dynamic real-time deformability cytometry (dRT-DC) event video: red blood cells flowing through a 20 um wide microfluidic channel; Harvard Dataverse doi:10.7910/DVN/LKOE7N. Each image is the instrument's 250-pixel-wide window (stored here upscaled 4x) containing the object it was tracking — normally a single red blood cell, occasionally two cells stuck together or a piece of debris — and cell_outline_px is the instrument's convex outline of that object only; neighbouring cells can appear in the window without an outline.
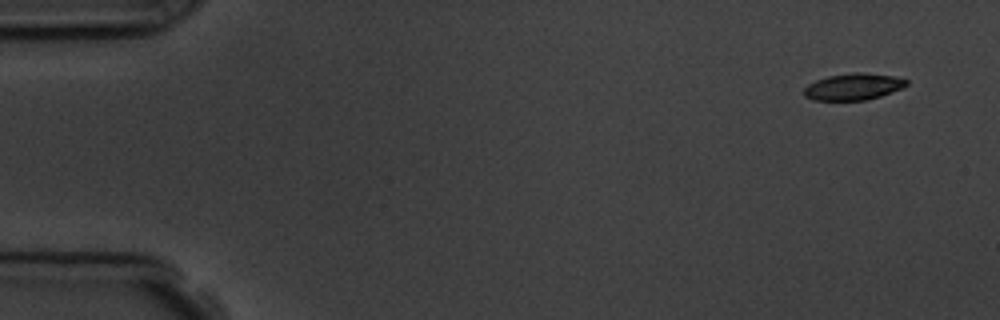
{"species": "common noctule bat (a hibernating species)", "species_latin": "Nyctalus noctula", "temperature_condition": "room temperature", "stored_images_in_passage": 15, "camera_frame_rate_fps": 3000, "um_per_image_px": 0.085, "animal": {"sex": "male", "body_mass_g": 19.5, "forearm_length_mm": 54.6}, "frame": {"image": 1, "passage_image": 1, "time_ms": 0.0, "image_size_px": [1000, 320], "cell_outline_px": [[908, 84], [904, 88], [880, 96], [864, 100], [812, 100], [804, 96], [804, 88], [808, 84], [816, 80], [828, 76], [856, 72], [860, 72], [892, 76], [908, 80]], "centroid_in_image_um": [72.53, 7.37], "position_along_channel_um": 12.5, "area_um2": 15.84}}
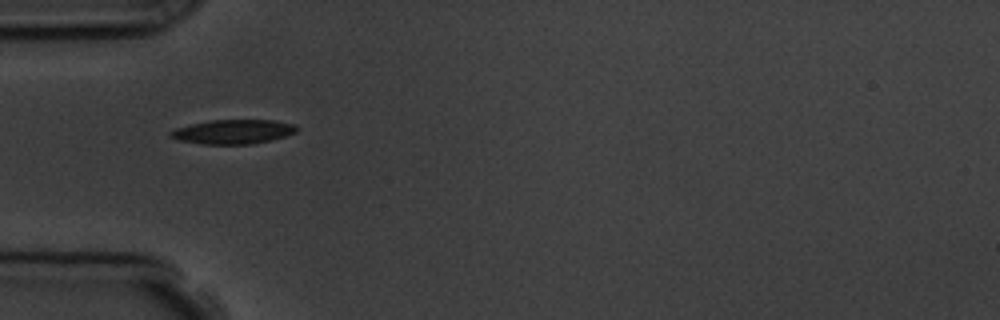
{"frame": {"image": 2, "passage_image": 5, "time_ms": 4.667, "image_size_px": [1000, 320], "cell_outline_px": [[300, 128], [296, 132], [284, 136], [252, 144], [200, 144], [176, 140], [168, 136], [168, 132], [176, 128], [192, 124], [212, 120], [272, 120], [296, 124]], "centroid_in_image_um": [19.79, 11.2], "position_along_channel_um": 65.2, "area_um2": 17.92}}
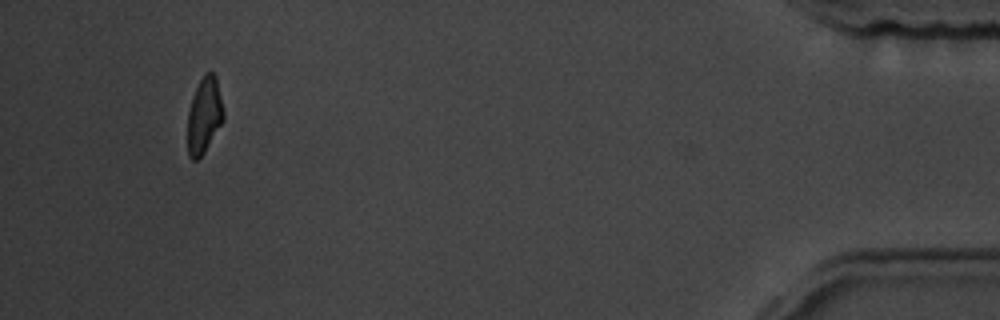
{"frame": {"image": 3, "passage_image": 15, "time_ms": 16.0, "image_size_px": [1000, 320], "cell_outline_px": [[224, 120], [204, 152], [196, 160], [192, 160], [188, 156], [188, 112], [192, 96], [204, 72], [212, 72], [216, 76], [224, 112]], "centroid_in_image_um": [17.36, 9.79], "position_along_channel_um": 417.8, "area_um2": 15.84}, "authors_computed_cell_mechanics": {"area_um2": 17.2822, "velocity_mm_per_s": 3.7527, "shape_relaxation_time_tau1_ms": 2.4398, "shape_relaxation_time_tau2_ms": null, "deformation_change_tau1": 0.1033, "deformation_change_tau2": null}}